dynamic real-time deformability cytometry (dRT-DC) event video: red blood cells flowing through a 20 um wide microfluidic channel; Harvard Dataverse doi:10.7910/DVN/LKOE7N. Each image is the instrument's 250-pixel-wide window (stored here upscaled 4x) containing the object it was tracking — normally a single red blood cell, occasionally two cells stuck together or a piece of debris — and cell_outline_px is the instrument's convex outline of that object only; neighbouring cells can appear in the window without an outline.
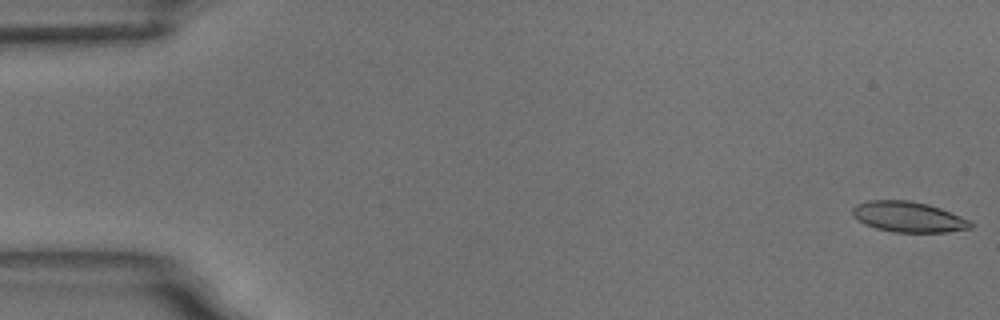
{"species": "common noctule bat (a hibernating species)", "species_latin": "Nyctalus noctula", "temperature_condition": "room temperature", "stored_images_in_passage": 59, "camera_frame_rate_fps": 3000, "um_per_image_px": 0.085, "animal": {"sex": "male", "body_mass_g": 18.8}, "frame": {"image": 1, "passage_image": 1, "time_ms": 0.0, "image_size_px": [1000, 320], "cell_outline_px": [[972, 228], [944, 232], [892, 232], [876, 228], [864, 224], [852, 216], [852, 208], [856, 204], [868, 200], [908, 200], [928, 204], [940, 208], [972, 220]], "centroid_in_image_um": [77.2, 18.43], "position_along_channel_um": 7.8, "area_um2": 21.15}}
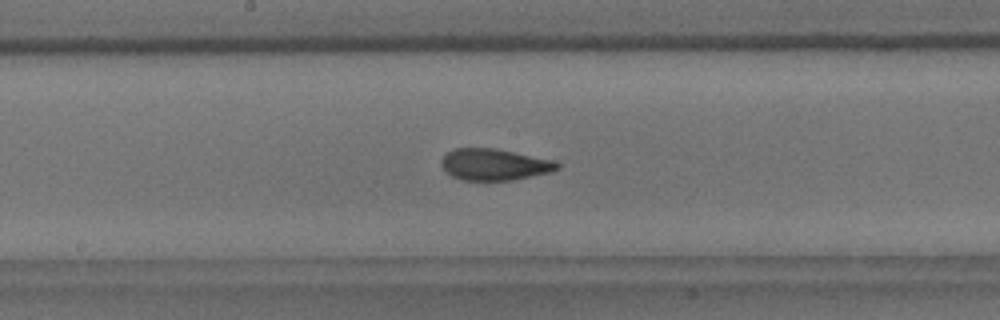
{"frame": {"image": 2, "passage_image": 31, "time_ms": 10.0, "image_size_px": [1000, 320], "cell_outline_px": [[560, 168], [552, 172], [512, 180], [464, 180], [452, 176], [440, 164], [444, 156], [452, 148], [496, 148], [552, 160], [560, 164]], "centroid_in_image_um": [42.04, 13.98], "position_along_channel_um": 206.2, "area_um2": 21.15}}
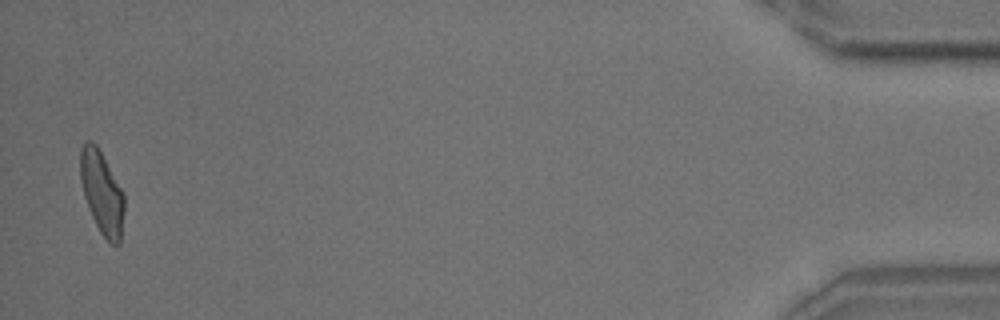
{"frame": {"image": 3, "passage_image": 58, "time_ms": 19.0, "image_size_px": [1000, 320], "cell_outline_px": [[124, 212], [120, 244], [112, 244], [100, 232], [92, 216], [84, 196], [80, 180], [80, 148], [88, 140], [96, 144], [124, 192]], "centroid_in_image_um": [8.66, 16.36], "position_along_channel_um": 426.5, "area_um2": 21.1}, "authors_computed_cell_mechanics": {"area_um2": 21.2704, "velocity_mm_per_s": 3.436, "shape_relaxation_time_tau1_ms": 6.8715, "shape_relaxation_time_tau2_ms": 1.7222, "deformation_change_tau1": 0.1724, "deformation_change_tau2": 0.0891}}